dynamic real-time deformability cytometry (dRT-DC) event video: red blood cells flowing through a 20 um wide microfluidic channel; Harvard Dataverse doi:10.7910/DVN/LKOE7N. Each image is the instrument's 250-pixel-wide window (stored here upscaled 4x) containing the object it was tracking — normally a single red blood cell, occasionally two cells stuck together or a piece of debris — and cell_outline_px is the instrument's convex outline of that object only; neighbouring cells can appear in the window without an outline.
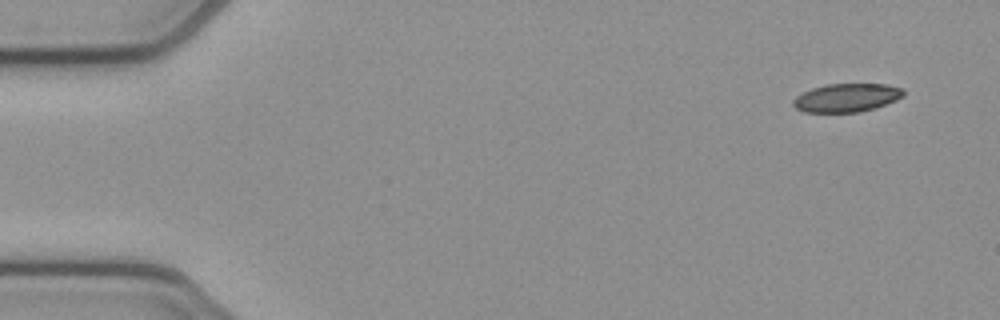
{"species": "common noctule bat (a hibernating species)", "species_latin": "Nyctalus noctula", "temperature_condition": "cold", "stored_images_in_passage": 51, "camera_frame_rate_fps": 3000, "um_per_image_px": 0.085, "animal": {"sex": "female", "body_mass_g": 21.9}, "frame": {"image": 1, "passage_image": 1, "time_ms": 0.0, "image_size_px": [1000, 320], "cell_outline_px": [[904, 96], [896, 100], [876, 108], [860, 112], [804, 112], [796, 108], [792, 104], [792, 100], [796, 96], [812, 88], [828, 84], [888, 84], [904, 88]], "centroid_in_image_um": [71.99, 8.3], "position_along_channel_um": 13.0, "area_um2": 18.38}}
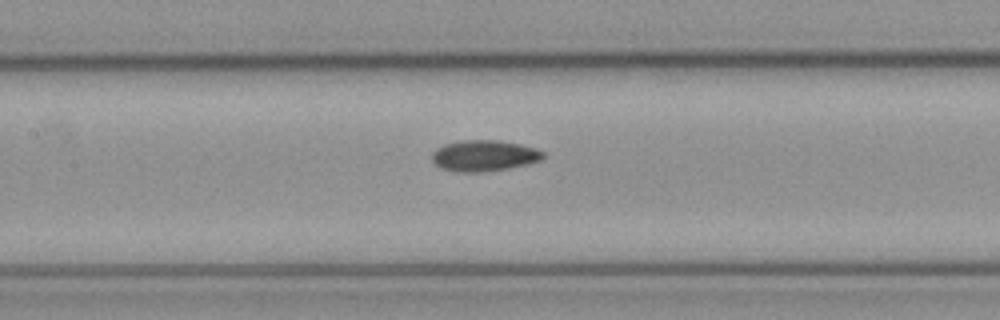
{"frame": {"image": 2, "passage_image": 22, "time_ms": 7.0, "image_size_px": [1000, 320], "cell_outline_px": [[544, 156], [540, 160], [528, 164], [508, 168], [480, 172], [456, 172], [440, 168], [432, 160], [432, 152], [436, 148], [444, 144], [464, 140], [500, 140], [520, 144], [536, 148], [544, 152]], "centroid_in_image_um": [41.14, 13.23], "position_along_channel_um": 166.3, "area_um2": 20.17}}
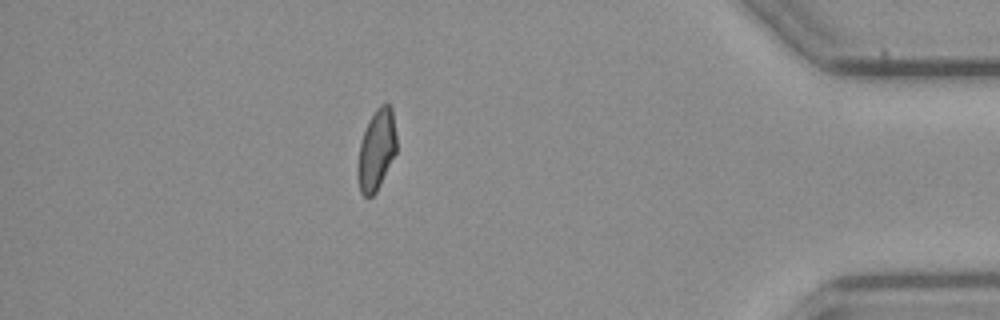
{"frame": {"image": 3, "passage_image": 44, "time_ms": 14.333, "image_size_px": [1000, 320], "cell_outline_px": [[396, 152], [376, 192], [372, 196], [364, 196], [360, 192], [356, 176], [356, 168], [360, 140], [368, 120], [376, 108], [380, 104], [388, 104], [392, 108], [396, 136]], "centroid_in_image_um": [31.96, 12.74], "position_along_channel_um": 403.2, "area_um2": 18.5}, "authors_computed_cell_mechanics": {"area_um2": 19.2474, "velocity_mm_per_s": 3.8587, "shape_relaxation_time_tau1_ms": 9.9903, "shape_relaxation_time_tau2_ms": 7.2895, "deformation_change_tau1": 0.1669, "deformation_change_tau2": 0.1095}}